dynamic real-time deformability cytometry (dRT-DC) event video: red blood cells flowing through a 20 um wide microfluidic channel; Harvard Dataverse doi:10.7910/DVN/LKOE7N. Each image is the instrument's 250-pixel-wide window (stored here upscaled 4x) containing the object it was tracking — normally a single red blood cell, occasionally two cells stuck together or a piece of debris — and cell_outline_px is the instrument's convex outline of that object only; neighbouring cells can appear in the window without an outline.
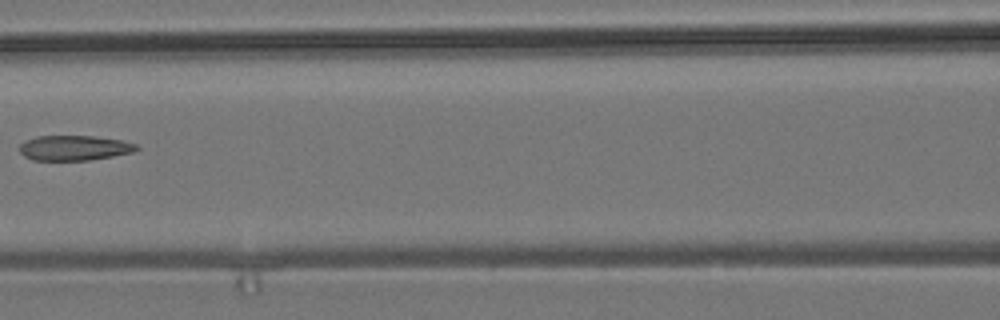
{"species": "common noctule bat (a hibernating species)", "species_latin": "Nyctalus noctula", "temperature_condition": "room temperature", "stored_images_in_passage": 7, "camera_frame_rate_fps": 3000, "um_per_image_px": 0.085, "animal": {"sex": "male", "body_mass_g": 19.2, "forearm_length_mm": 51.8}, "frame": {"image": 1, "passage_image": 6, "time_ms": 7.0, "image_size_px": [1000, 320], "cell_outline_px": [[140, 148], [132, 152], [112, 156], [88, 160], [32, 160], [24, 156], [20, 152], [20, 144], [24, 140], [36, 136], [96, 136], [124, 140], [136, 144]], "centroid_in_image_um": [6.3, 12.56], "position_along_channel_um": 160.3, "area_um2": 17.17}}
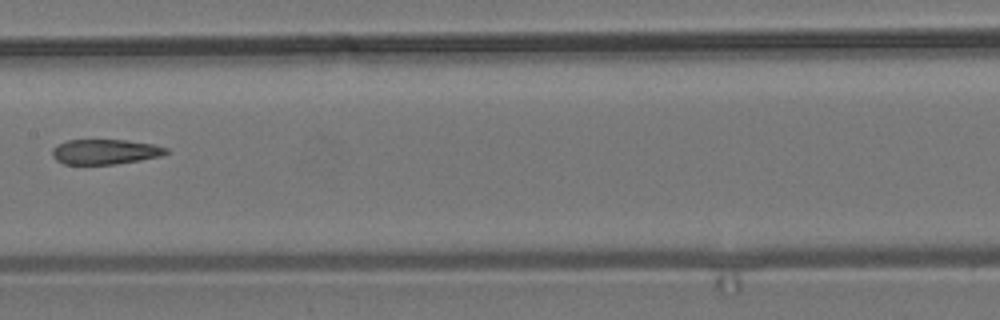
{"frame": {"image": 2, "passage_image": 7, "time_ms": 8.0, "image_size_px": [1000, 320], "cell_outline_px": [[168, 152], [160, 156], [140, 160], [116, 164], [64, 164], [56, 160], [52, 156], [52, 148], [56, 144], [68, 140], [128, 140], [152, 144], [168, 148]], "centroid_in_image_um": [8.9, 12.89], "position_along_channel_um": 198.5, "area_um2": 16.65}}